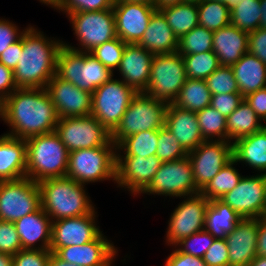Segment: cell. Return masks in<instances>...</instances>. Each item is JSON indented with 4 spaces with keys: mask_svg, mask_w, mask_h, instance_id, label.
Here are the masks:
<instances>
[{
    "mask_svg": "<svg viewBox=\"0 0 266 266\" xmlns=\"http://www.w3.org/2000/svg\"><path fill=\"white\" fill-rule=\"evenodd\" d=\"M203 0H184V3H194V4H198L200 2H202Z\"/></svg>",
    "mask_w": 266,
    "mask_h": 266,
    "instance_id": "obj_67",
    "label": "cell"
},
{
    "mask_svg": "<svg viewBox=\"0 0 266 266\" xmlns=\"http://www.w3.org/2000/svg\"><path fill=\"white\" fill-rule=\"evenodd\" d=\"M165 126L187 153L205 141L199 128L196 112L180 108L173 103L168 104Z\"/></svg>",
    "mask_w": 266,
    "mask_h": 266,
    "instance_id": "obj_25",
    "label": "cell"
},
{
    "mask_svg": "<svg viewBox=\"0 0 266 266\" xmlns=\"http://www.w3.org/2000/svg\"><path fill=\"white\" fill-rule=\"evenodd\" d=\"M196 188L192 164L188 156L179 160L162 162L148 187L140 194L183 199L199 193Z\"/></svg>",
    "mask_w": 266,
    "mask_h": 266,
    "instance_id": "obj_11",
    "label": "cell"
},
{
    "mask_svg": "<svg viewBox=\"0 0 266 266\" xmlns=\"http://www.w3.org/2000/svg\"><path fill=\"white\" fill-rule=\"evenodd\" d=\"M126 44L127 43L117 37L95 47L89 53L98 59L112 73H115L120 65Z\"/></svg>",
    "mask_w": 266,
    "mask_h": 266,
    "instance_id": "obj_42",
    "label": "cell"
},
{
    "mask_svg": "<svg viewBox=\"0 0 266 266\" xmlns=\"http://www.w3.org/2000/svg\"><path fill=\"white\" fill-rule=\"evenodd\" d=\"M26 177L38 183L66 177L69 151L55 131L26 139Z\"/></svg>",
    "mask_w": 266,
    "mask_h": 266,
    "instance_id": "obj_4",
    "label": "cell"
},
{
    "mask_svg": "<svg viewBox=\"0 0 266 266\" xmlns=\"http://www.w3.org/2000/svg\"><path fill=\"white\" fill-rule=\"evenodd\" d=\"M248 266H266V257L256 256Z\"/></svg>",
    "mask_w": 266,
    "mask_h": 266,
    "instance_id": "obj_63",
    "label": "cell"
},
{
    "mask_svg": "<svg viewBox=\"0 0 266 266\" xmlns=\"http://www.w3.org/2000/svg\"><path fill=\"white\" fill-rule=\"evenodd\" d=\"M196 188L201 192L219 171L233 159L229 141H204L188 153Z\"/></svg>",
    "mask_w": 266,
    "mask_h": 266,
    "instance_id": "obj_15",
    "label": "cell"
},
{
    "mask_svg": "<svg viewBox=\"0 0 266 266\" xmlns=\"http://www.w3.org/2000/svg\"><path fill=\"white\" fill-rule=\"evenodd\" d=\"M41 208L51 221L93 213L97 208L86 186L68 177L38 182Z\"/></svg>",
    "mask_w": 266,
    "mask_h": 266,
    "instance_id": "obj_3",
    "label": "cell"
},
{
    "mask_svg": "<svg viewBox=\"0 0 266 266\" xmlns=\"http://www.w3.org/2000/svg\"><path fill=\"white\" fill-rule=\"evenodd\" d=\"M159 11L178 39L199 25L197 4L181 3Z\"/></svg>",
    "mask_w": 266,
    "mask_h": 266,
    "instance_id": "obj_34",
    "label": "cell"
},
{
    "mask_svg": "<svg viewBox=\"0 0 266 266\" xmlns=\"http://www.w3.org/2000/svg\"><path fill=\"white\" fill-rule=\"evenodd\" d=\"M264 217H266V197H265V205H264Z\"/></svg>",
    "mask_w": 266,
    "mask_h": 266,
    "instance_id": "obj_68",
    "label": "cell"
},
{
    "mask_svg": "<svg viewBox=\"0 0 266 266\" xmlns=\"http://www.w3.org/2000/svg\"><path fill=\"white\" fill-rule=\"evenodd\" d=\"M186 79L185 62L181 54L154 55L150 80L144 93L165 103H173Z\"/></svg>",
    "mask_w": 266,
    "mask_h": 266,
    "instance_id": "obj_9",
    "label": "cell"
},
{
    "mask_svg": "<svg viewBox=\"0 0 266 266\" xmlns=\"http://www.w3.org/2000/svg\"><path fill=\"white\" fill-rule=\"evenodd\" d=\"M161 165L162 161L156 155L116 157V187L128 191L133 197L140 196Z\"/></svg>",
    "mask_w": 266,
    "mask_h": 266,
    "instance_id": "obj_17",
    "label": "cell"
},
{
    "mask_svg": "<svg viewBox=\"0 0 266 266\" xmlns=\"http://www.w3.org/2000/svg\"><path fill=\"white\" fill-rule=\"evenodd\" d=\"M158 130L138 132L126 137L116 149V157H143L156 155Z\"/></svg>",
    "mask_w": 266,
    "mask_h": 266,
    "instance_id": "obj_35",
    "label": "cell"
},
{
    "mask_svg": "<svg viewBox=\"0 0 266 266\" xmlns=\"http://www.w3.org/2000/svg\"><path fill=\"white\" fill-rule=\"evenodd\" d=\"M211 94L239 93L231 66H220L205 79Z\"/></svg>",
    "mask_w": 266,
    "mask_h": 266,
    "instance_id": "obj_44",
    "label": "cell"
},
{
    "mask_svg": "<svg viewBox=\"0 0 266 266\" xmlns=\"http://www.w3.org/2000/svg\"><path fill=\"white\" fill-rule=\"evenodd\" d=\"M114 75L89 52L77 51L64 44L58 51L56 76L82 90L93 93Z\"/></svg>",
    "mask_w": 266,
    "mask_h": 266,
    "instance_id": "obj_5",
    "label": "cell"
},
{
    "mask_svg": "<svg viewBox=\"0 0 266 266\" xmlns=\"http://www.w3.org/2000/svg\"><path fill=\"white\" fill-rule=\"evenodd\" d=\"M137 44L153 55L172 54L177 52L178 38L163 14L156 10L150 18L143 37Z\"/></svg>",
    "mask_w": 266,
    "mask_h": 266,
    "instance_id": "obj_28",
    "label": "cell"
},
{
    "mask_svg": "<svg viewBox=\"0 0 266 266\" xmlns=\"http://www.w3.org/2000/svg\"><path fill=\"white\" fill-rule=\"evenodd\" d=\"M23 51L22 35L14 43H12L1 55L0 62L6 67L14 70L19 62V57Z\"/></svg>",
    "mask_w": 266,
    "mask_h": 266,
    "instance_id": "obj_55",
    "label": "cell"
},
{
    "mask_svg": "<svg viewBox=\"0 0 266 266\" xmlns=\"http://www.w3.org/2000/svg\"><path fill=\"white\" fill-rule=\"evenodd\" d=\"M48 266H78L60 259L55 253L51 252Z\"/></svg>",
    "mask_w": 266,
    "mask_h": 266,
    "instance_id": "obj_59",
    "label": "cell"
},
{
    "mask_svg": "<svg viewBox=\"0 0 266 266\" xmlns=\"http://www.w3.org/2000/svg\"><path fill=\"white\" fill-rule=\"evenodd\" d=\"M257 256L266 257V217L258 218Z\"/></svg>",
    "mask_w": 266,
    "mask_h": 266,
    "instance_id": "obj_57",
    "label": "cell"
},
{
    "mask_svg": "<svg viewBox=\"0 0 266 266\" xmlns=\"http://www.w3.org/2000/svg\"><path fill=\"white\" fill-rule=\"evenodd\" d=\"M59 118L91 115L92 93L54 75L46 88Z\"/></svg>",
    "mask_w": 266,
    "mask_h": 266,
    "instance_id": "obj_20",
    "label": "cell"
},
{
    "mask_svg": "<svg viewBox=\"0 0 266 266\" xmlns=\"http://www.w3.org/2000/svg\"><path fill=\"white\" fill-rule=\"evenodd\" d=\"M55 132L69 153L107 146L112 141L111 133L93 115L59 118Z\"/></svg>",
    "mask_w": 266,
    "mask_h": 266,
    "instance_id": "obj_12",
    "label": "cell"
},
{
    "mask_svg": "<svg viewBox=\"0 0 266 266\" xmlns=\"http://www.w3.org/2000/svg\"><path fill=\"white\" fill-rule=\"evenodd\" d=\"M261 15L259 0H244L230 11L231 25L250 33L260 28Z\"/></svg>",
    "mask_w": 266,
    "mask_h": 266,
    "instance_id": "obj_39",
    "label": "cell"
},
{
    "mask_svg": "<svg viewBox=\"0 0 266 266\" xmlns=\"http://www.w3.org/2000/svg\"><path fill=\"white\" fill-rule=\"evenodd\" d=\"M59 120L45 88H17L5 98L4 124L7 135L28 139L55 131Z\"/></svg>",
    "mask_w": 266,
    "mask_h": 266,
    "instance_id": "obj_1",
    "label": "cell"
},
{
    "mask_svg": "<svg viewBox=\"0 0 266 266\" xmlns=\"http://www.w3.org/2000/svg\"><path fill=\"white\" fill-rule=\"evenodd\" d=\"M168 103L138 92L131 100L119 125L111 133L118 146L126 137L138 132L158 130L165 125Z\"/></svg>",
    "mask_w": 266,
    "mask_h": 266,
    "instance_id": "obj_7",
    "label": "cell"
},
{
    "mask_svg": "<svg viewBox=\"0 0 266 266\" xmlns=\"http://www.w3.org/2000/svg\"><path fill=\"white\" fill-rule=\"evenodd\" d=\"M244 100L264 123L266 121V87L246 95Z\"/></svg>",
    "mask_w": 266,
    "mask_h": 266,
    "instance_id": "obj_54",
    "label": "cell"
},
{
    "mask_svg": "<svg viewBox=\"0 0 266 266\" xmlns=\"http://www.w3.org/2000/svg\"><path fill=\"white\" fill-rule=\"evenodd\" d=\"M260 7L262 11L261 19H260V28L266 29V0H259Z\"/></svg>",
    "mask_w": 266,
    "mask_h": 266,
    "instance_id": "obj_61",
    "label": "cell"
},
{
    "mask_svg": "<svg viewBox=\"0 0 266 266\" xmlns=\"http://www.w3.org/2000/svg\"><path fill=\"white\" fill-rule=\"evenodd\" d=\"M231 68L243 97L266 87V65L252 53L246 52Z\"/></svg>",
    "mask_w": 266,
    "mask_h": 266,
    "instance_id": "obj_30",
    "label": "cell"
},
{
    "mask_svg": "<svg viewBox=\"0 0 266 266\" xmlns=\"http://www.w3.org/2000/svg\"><path fill=\"white\" fill-rule=\"evenodd\" d=\"M35 26L28 24L22 33L23 51L13 70L17 88H46L56 75L57 54L63 40L47 37Z\"/></svg>",
    "mask_w": 266,
    "mask_h": 266,
    "instance_id": "obj_2",
    "label": "cell"
},
{
    "mask_svg": "<svg viewBox=\"0 0 266 266\" xmlns=\"http://www.w3.org/2000/svg\"><path fill=\"white\" fill-rule=\"evenodd\" d=\"M202 258L208 266H229L228 246L225 239L215 238Z\"/></svg>",
    "mask_w": 266,
    "mask_h": 266,
    "instance_id": "obj_49",
    "label": "cell"
},
{
    "mask_svg": "<svg viewBox=\"0 0 266 266\" xmlns=\"http://www.w3.org/2000/svg\"><path fill=\"white\" fill-rule=\"evenodd\" d=\"M237 164L238 163L233 158L208 183L201 193L208 200H215L222 199L227 192L232 191L243 177V175L239 173V169L236 168Z\"/></svg>",
    "mask_w": 266,
    "mask_h": 266,
    "instance_id": "obj_36",
    "label": "cell"
},
{
    "mask_svg": "<svg viewBox=\"0 0 266 266\" xmlns=\"http://www.w3.org/2000/svg\"><path fill=\"white\" fill-rule=\"evenodd\" d=\"M213 1L225 4L228 7V9L231 11L238 3L244 0H213Z\"/></svg>",
    "mask_w": 266,
    "mask_h": 266,
    "instance_id": "obj_64",
    "label": "cell"
},
{
    "mask_svg": "<svg viewBox=\"0 0 266 266\" xmlns=\"http://www.w3.org/2000/svg\"><path fill=\"white\" fill-rule=\"evenodd\" d=\"M21 249V241L14 223L0 221V253L13 256Z\"/></svg>",
    "mask_w": 266,
    "mask_h": 266,
    "instance_id": "obj_47",
    "label": "cell"
},
{
    "mask_svg": "<svg viewBox=\"0 0 266 266\" xmlns=\"http://www.w3.org/2000/svg\"><path fill=\"white\" fill-rule=\"evenodd\" d=\"M16 89L13 70L0 62V94L6 98Z\"/></svg>",
    "mask_w": 266,
    "mask_h": 266,
    "instance_id": "obj_56",
    "label": "cell"
},
{
    "mask_svg": "<svg viewBox=\"0 0 266 266\" xmlns=\"http://www.w3.org/2000/svg\"><path fill=\"white\" fill-rule=\"evenodd\" d=\"M197 6L200 26L216 31L231 24L230 10L225 4L213 0H203Z\"/></svg>",
    "mask_w": 266,
    "mask_h": 266,
    "instance_id": "obj_38",
    "label": "cell"
},
{
    "mask_svg": "<svg viewBox=\"0 0 266 266\" xmlns=\"http://www.w3.org/2000/svg\"><path fill=\"white\" fill-rule=\"evenodd\" d=\"M184 3V0H156L155 8L156 10H160L169 6H174L177 4Z\"/></svg>",
    "mask_w": 266,
    "mask_h": 266,
    "instance_id": "obj_58",
    "label": "cell"
},
{
    "mask_svg": "<svg viewBox=\"0 0 266 266\" xmlns=\"http://www.w3.org/2000/svg\"><path fill=\"white\" fill-rule=\"evenodd\" d=\"M118 251V247L103 232L88 243L61 247L55 254L63 261L78 266H113Z\"/></svg>",
    "mask_w": 266,
    "mask_h": 266,
    "instance_id": "obj_19",
    "label": "cell"
},
{
    "mask_svg": "<svg viewBox=\"0 0 266 266\" xmlns=\"http://www.w3.org/2000/svg\"><path fill=\"white\" fill-rule=\"evenodd\" d=\"M242 218L221 199L210 200L205 213L204 230L214 238L226 239Z\"/></svg>",
    "mask_w": 266,
    "mask_h": 266,
    "instance_id": "obj_31",
    "label": "cell"
},
{
    "mask_svg": "<svg viewBox=\"0 0 266 266\" xmlns=\"http://www.w3.org/2000/svg\"><path fill=\"white\" fill-rule=\"evenodd\" d=\"M243 100L241 93L213 94L210 106L227 118Z\"/></svg>",
    "mask_w": 266,
    "mask_h": 266,
    "instance_id": "obj_50",
    "label": "cell"
},
{
    "mask_svg": "<svg viewBox=\"0 0 266 266\" xmlns=\"http://www.w3.org/2000/svg\"><path fill=\"white\" fill-rule=\"evenodd\" d=\"M153 54L137 43L126 44L120 65L116 70L120 79L137 93L145 92L150 80Z\"/></svg>",
    "mask_w": 266,
    "mask_h": 266,
    "instance_id": "obj_22",
    "label": "cell"
},
{
    "mask_svg": "<svg viewBox=\"0 0 266 266\" xmlns=\"http://www.w3.org/2000/svg\"><path fill=\"white\" fill-rule=\"evenodd\" d=\"M183 198L169 216L165 231V244L171 247L181 239L204 230L205 213L210 200L201 192Z\"/></svg>",
    "mask_w": 266,
    "mask_h": 266,
    "instance_id": "obj_14",
    "label": "cell"
},
{
    "mask_svg": "<svg viewBox=\"0 0 266 266\" xmlns=\"http://www.w3.org/2000/svg\"><path fill=\"white\" fill-rule=\"evenodd\" d=\"M78 47L63 41L71 49L90 52L95 47L117 38L113 9L93 12H74L67 16Z\"/></svg>",
    "mask_w": 266,
    "mask_h": 266,
    "instance_id": "obj_8",
    "label": "cell"
},
{
    "mask_svg": "<svg viewBox=\"0 0 266 266\" xmlns=\"http://www.w3.org/2000/svg\"><path fill=\"white\" fill-rule=\"evenodd\" d=\"M155 1L156 0H114V3L117 4V3L129 2V3H141V4H148L155 6Z\"/></svg>",
    "mask_w": 266,
    "mask_h": 266,
    "instance_id": "obj_62",
    "label": "cell"
},
{
    "mask_svg": "<svg viewBox=\"0 0 266 266\" xmlns=\"http://www.w3.org/2000/svg\"><path fill=\"white\" fill-rule=\"evenodd\" d=\"M22 249L49 250L51 246L52 221L40 207L14 222Z\"/></svg>",
    "mask_w": 266,
    "mask_h": 266,
    "instance_id": "obj_24",
    "label": "cell"
},
{
    "mask_svg": "<svg viewBox=\"0 0 266 266\" xmlns=\"http://www.w3.org/2000/svg\"><path fill=\"white\" fill-rule=\"evenodd\" d=\"M211 97V91L205 80L187 78L173 104L197 112L210 106Z\"/></svg>",
    "mask_w": 266,
    "mask_h": 266,
    "instance_id": "obj_33",
    "label": "cell"
},
{
    "mask_svg": "<svg viewBox=\"0 0 266 266\" xmlns=\"http://www.w3.org/2000/svg\"><path fill=\"white\" fill-rule=\"evenodd\" d=\"M5 117V97L0 94V121H4Z\"/></svg>",
    "mask_w": 266,
    "mask_h": 266,
    "instance_id": "obj_66",
    "label": "cell"
},
{
    "mask_svg": "<svg viewBox=\"0 0 266 266\" xmlns=\"http://www.w3.org/2000/svg\"><path fill=\"white\" fill-rule=\"evenodd\" d=\"M197 121L205 141H227V118L211 106L196 112Z\"/></svg>",
    "mask_w": 266,
    "mask_h": 266,
    "instance_id": "obj_37",
    "label": "cell"
},
{
    "mask_svg": "<svg viewBox=\"0 0 266 266\" xmlns=\"http://www.w3.org/2000/svg\"><path fill=\"white\" fill-rule=\"evenodd\" d=\"M136 94L133 88L113 76L92 93L91 115L112 133Z\"/></svg>",
    "mask_w": 266,
    "mask_h": 266,
    "instance_id": "obj_10",
    "label": "cell"
},
{
    "mask_svg": "<svg viewBox=\"0 0 266 266\" xmlns=\"http://www.w3.org/2000/svg\"><path fill=\"white\" fill-rule=\"evenodd\" d=\"M258 219L242 218L226 236L229 266H248L257 256Z\"/></svg>",
    "mask_w": 266,
    "mask_h": 266,
    "instance_id": "obj_23",
    "label": "cell"
},
{
    "mask_svg": "<svg viewBox=\"0 0 266 266\" xmlns=\"http://www.w3.org/2000/svg\"><path fill=\"white\" fill-rule=\"evenodd\" d=\"M41 207L38 183L30 178L0 181L1 221L15 222Z\"/></svg>",
    "mask_w": 266,
    "mask_h": 266,
    "instance_id": "obj_13",
    "label": "cell"
},
{
    "mask_svg": "<svg viewBox=\"0 0 266 266\" xmlns=\"http://www.w3.org/2000/svg\"><path fill=\"white\" fill-rule=\"evenodd\" d=\"M114 0H60L59 5L55 8L66 17L74 12H93L105 9H113Z\"/></svg>",
    "mask_w": 266,
    "mask_h": 266,
    "instance_id": "obj_46",
    "label": "cell"
},
{
    "mask_svg": "<svg viewBox=\"0 0 266 266\" xmlns=\"http://www.w3.org/2000/svg\"><path fill=\"white\" fill-rule=\"evenodd\" d=\"M12 265H13V256L6 253H0V266H12Z\"/></svg>",
    "mask_w": 266,
    "mask_h": 266,
    "instance_id": "obj_60",
    "label": "cell"
},
{
    "mask_svg": "<svg viewBox=\"0 0 266 266\" xmlns=\"http://www.w3.org/2000/svg\"><path fill=\"white\" fill-rule=\"evenodd\" d=\"M248 52L266 65V29L258 28L248 35Z\"/></svg>",
    "mask_w": 266,
    "mask_h": 266,
    "instance_id": "obj_52",
    "label": "cell"
},
{
    "mask_svg": "<svg viewBox=\"0 0 266 266\" xmlns=\"http://www.w3.org/2000/svg\"><path fill=\"white\" fill-rule=\"evenodd\" d=\"M116 149L111 141L107 146L70 152L66 177L83 185L107 180L115 184Z\"/></svg>",
    "mask_w": 266,
    "mask_h": 266,
    "instance_id": "obj_6",
    "label": "cell"
},
{
    "mask_svg": "<svg viewBox=\"0 0 266 266\" xmlns=\"http://www.w3.org/2000/svg\"><path fill=\"white\" fill-rule=\"evenodd\" d=\"M97 211L78 217L52 221L50 251L55 253L61 247L82 245L96 239L101 231Z\"/></svg>",
    "mask_w": 266,
    "mask_h": 266,
    "instance_id": "obj_18",
    "label": "cell"
},
{
    "mask_svg": "<svg viewBox=\"0 0 266 266\" xmlns=\"http://www.w3.org/2000/svg\"><path fill=\"white\" fill-rule=\"evenodd\" d=\"M172 249L173 251L166 257L164 266H208L203 258L182 253L175 246H172Z\"/></svg>",
    "mask_w": 266,
    "mask_h": 266,
    "instance_id": "obj_53",
    "label": "cell"
},
{
    "mask_svg": "<svg viewBox=\"0 0 266 266\" xmlns=\"http://www.w3.org/2000/svg\"><path fill=\"white\" fill-rule=\"evenodd\" d=\"M187 78L203 79L220 67L218 57L213 51L183 55Z\"/></svg>",
    "mask_w": 266,
    "mask_h": 266,
    "instance_id": "obj_41",
    "label": "cell"
},
{
    "mask_svg": "<svg viewBox=\"0 0 266 266\" xmlns=\"http://www.w3.org/2000/svg\"><path fill=\"white\" fill-rule=\"evenodd\" d=\"M214 240L215 238L209 232L202 230L181 239L174 246L182 253L202 258Z\"/></svg>",
    "mask_w": 266,
    "mask_h": 266,
    "instance_id": "obj_45",
    "label": "cell"
},
{
    "mask_svg": "<svg viewBox=\"0 0 266 266\" xmlns=\"http://www.w3.org/2000/svg\"><path fill=\"white\" fill-rule=\"evenodd\" d=\"M26 140L0 135V181H14L26 177Z\"/></svg>",
    "mask_w": 266,
    "mask_h": 266,
    "instance_id": "obj_26",
    "label": "cell"
},
{
    "mask_svg": "<svg viewBox=\"0 0 266 266\" xmlns=\"http://www.w3.org/2000/svg\"><path fill=\"white\" fill-rule=\"evenodd\" d=\"M187 155L188 153L182 148L177 138L168 130L165 125L158 129V145L156 156L162 162L179 160Z\"/></svg>",
    "mask_w": 266,
    "mask_h": 266,
    "instance_id": "obj_43",
    "label": "cell"
},
{
    "mask_svg": "<svg viewBox=\"0 0 266 266\" xmlns=\"http://www.w3.org/2000/svg\"><path fill=\"white\" fill-rule=\"evenodd\" d=\"M249 33L228 25L213 33V52L220 66H232L248 52Z\"/></svg>",
    "mask_w": 266,
    "mask_h": 266,
    "instance_id": "obj_27",
    "label": "cell"
},
{
    "mask_svg": "<svg viewBox=\"0 0 266 266\" xmlns=\"http://www.w3.org/2000/svg\"><path fill=\"white\" fill-rule=\"evenodd\" d=\"M50 250L21 249L13 255L12 266H48Z\"/></svg>",
    "mask_w": 266,
    "mask_h": 266,
    "instance_id": "obj_48",
    "label": "cell"
},
{
    "mask_svg": "<svg viewBox=\"0 0 266 266\" xmlns=\"http://www.w3.org/2000/svg\"><path fill=\"white\" fill-rule=\"evenodd\" d=\"M155 6L141 3H117L113 6L117 37L127 44L138 43L147 29Z\"/></svg>",
    "mask_w": 266,
    "mask_h": 266,
    "instance_id": "obj_21",
    "label": "cell"
},
{
    "mask_svg": "<svg viewBox=\"0 0 266 266\" xmlns=\"http://www.w3.org/2000/svg\"><path fill=\"white\" fill-rule=\"evenodd\" d=\"M213 33L198 25L178 39L177 52L183 56L213 51Z\"/></svg>",
    "mask_w": 266,
    "mask_h": 266,
    "instance_id": "obj_40",
    "label": "cell"
},
{
    "mask_svg": "<svg viewBox=\"0 0 266 266\" xmlns=\"http://www.w3.org/2000/svg\"><path fill=\"white\" fill-rule=\"evenodd\" d=\"M233 144V158L238 165L244 164L257 173L266 174V129L236 140Z\"/></svg>",
    "mask_w": 266,
    "mask_h": 266,
    "instance_id": "obj_29",
    "label": "cell"
},
{
    "mask_svg": "<svg viewBox=\"0 0 266 266\" xmlns=\"http://www.w3.org/2000/svg\"><path fill=\"white\" fill-rule=\"evenodd\" d=\"M266 174L243 176L237 186L227 192L222 201L236 211L241 218L264 217Z\"/></svg>",
    "mask_w": 266,
    "mask_h": 266,
    "instance_id": "obj_16",
    "label": "cell"
},
{
    "mask_svg": "<svg viewBox=\"0 0 266 266\" xmlns=\"http://www.w3.org/2000/svg\"><path fill=\"white\" fill-rule=\"evenodd\" d=\"M39 2L42 3L43 5L55 9L59 5L60 0H39Z\"/></svg>",
    "mask_w": 266,
    "mask_h": 266,
    "instance_id": "obj_65",
    "label": "cell"
},
{
    "mask_svg": "<svg viewBox=\"0 0 266 266\" xmlns=\"http://www.w3.org/2000/svg\"><path fill=\"white\" fill-rule=\"evenodd\" d=\"M27 27L20 29L15 22L0 17V55L21 37Z\"/></svg>",
    "mask_w": 266,
    "mask_h": 266,
    "instance_id": "obj_51",
    "label": "cell"
},
{
    "mask_svg": "<svg viewBox=\"0 0 266 266\" xmlns=\"http://www.w3.org/2000/svg\"><path fill=\"white\" fill-rule=\"evenodd\" d=\"M226 121L227 141L231 143L264 128L262 120L245 100L227 117Z\"/></svg>",
    "mask_w": 266,
    "mask_h": 266,
    "instance_id": "obj_32",
    "label": "cell"
}]
</instances>
